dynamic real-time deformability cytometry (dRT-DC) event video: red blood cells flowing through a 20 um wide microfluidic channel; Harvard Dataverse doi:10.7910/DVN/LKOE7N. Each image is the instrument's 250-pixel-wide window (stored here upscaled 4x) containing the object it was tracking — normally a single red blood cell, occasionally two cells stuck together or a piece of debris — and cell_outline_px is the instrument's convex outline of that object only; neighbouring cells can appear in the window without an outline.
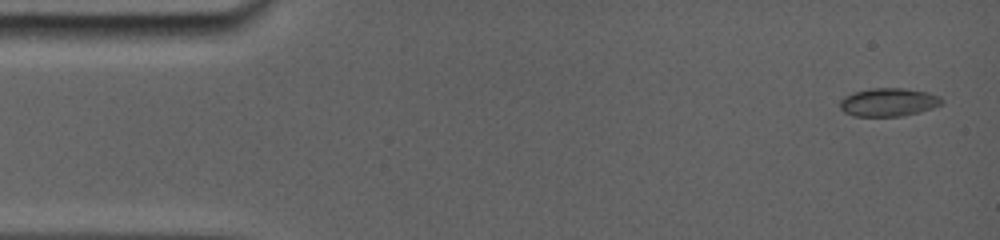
{"species": "common noctule bat (a hibernating species)", "species_latin": "Nyctalus noctula", "temperature_condition": "room temperature", "stored_images_in_passage": 24, "camera_frame_rate_fps": 5000, "um_per_image_px": 0.085, "animal": {"sex": "female", "body_mass_g": 19.0, "forearm_length_mm": 56.7}, "frame": {"image": 1, "passage_image": 1, "time_ms": 0.0, "image_size_px": [1000, 240], "cell_outline_px": [[940, 104], [932, 108], [916, 112], [896, 116], [856, 116], [844, 112], [840, 108], [840, 100], [844, 96], [852, 92], [868, 88], [904, 88], [928, 92], [940, 96]], "centroid_in_image_um": [75.45, 8.66], "position_along_channel_um": 9.5, "area_um2": 16.59}}
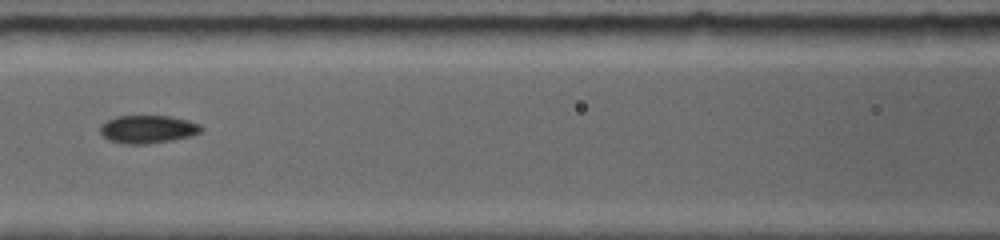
{"frame": {"image": 2, "passage_image": 11, "time_ms": 6.6, "image_size_px": [1000, 240], "cell_outline_px": [[200, 132], [188, 136], [168, 140], [140, 144], [136, 144], [112, 140], [104, 136], [100, 132], [100, 128], [108, 120], [116, 116], [168, 116], [188, 120], [196, 124], [200, 128]], "centroid_in_image_um": [12.53, 10.96], "position_along_channel_um": 154.1, "area_um2": 15.61}}
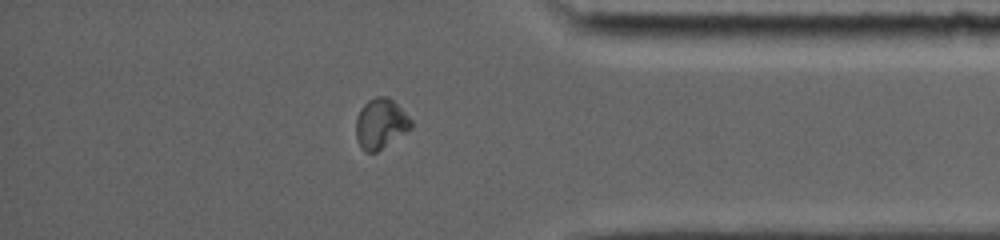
{"frame": {"image": 3, "passage_image": 21, "time_ms": 13.2, "image_size_px": [1000, 240], "cell_outline_px": [[412, 128], [376, 152], [364, 152], [360, 148], [356, 140], [356, 120], [360, 108], [368, 100], [376, 96], [384, 96], [392, 100], [412, 120]], "centroid_in_image_um": [32.32, 10.53], "position_along_channel_um": 402.9, "area_um2": 16.01}, "authors_computed_cell_mechanics": {"area_um2": 15.8661, "velocity_mm_per_s": 3.8823, "shape_relaxation_time_tau1_ms": 5.5377, "shape_relaxation_time_tau2_ms": null, "deformation_change_tau1": 0.1298, "deformation_change_tau2": null}}